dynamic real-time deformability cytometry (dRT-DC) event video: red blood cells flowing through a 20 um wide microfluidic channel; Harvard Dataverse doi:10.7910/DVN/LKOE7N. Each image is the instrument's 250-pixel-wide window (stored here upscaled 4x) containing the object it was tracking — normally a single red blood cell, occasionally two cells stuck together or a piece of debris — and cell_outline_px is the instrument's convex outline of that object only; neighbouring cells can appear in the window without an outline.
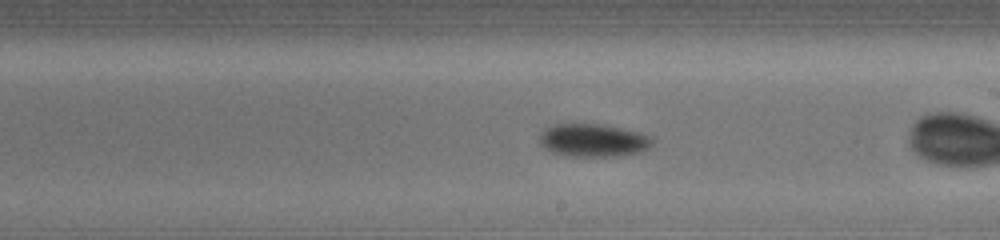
{"species": "common noctule bat (a hibernating species)", "species_latin": "Nyctalus noctula", "temperature_condition": "cold", "stored_images_in_passage": 28, "camera_frame_rate_fps": 3000, "um_per_image_px": 0.085, "animal": {"sex": "female", "body_mass_g": 19.5, "forearm_length_mm": 54.1}, "frame": {"image": 1, "passage_image": 13, "time_ms": 6.0, "image_size_px": [1000, 240], "cell_outline_px": [[652, 144], [648, 148], [640, 152], [616, 156], [564, 156], [552, 152], [544, 148], [540, 144], [540, 136], [552, 124], [596, 124], [636, 132], [648, 136], [652, 140]], "centroid_in_image_um": [50.37, 11.95], "position_along_channel_um": 238.6, "area_um2": 21.15}}
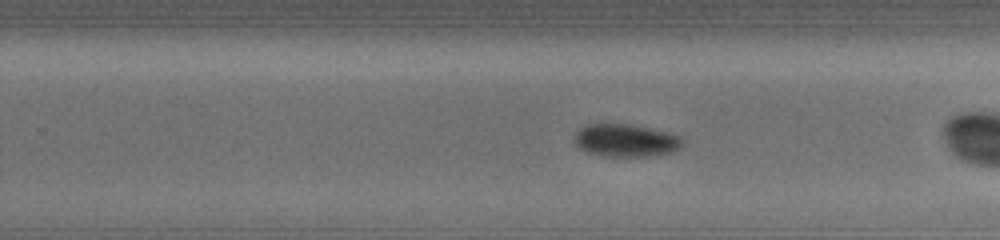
{"frame": {"image": 2, "passage_image": 16, "time_ms": 7.0, "image_size_px": [1000, 240], "cell_outline_px": [[684, 140], [680, 148], [672, 152], [644, 156], [600, 156], [588, 152], [580, 148], [572, 140], [572, 136], [580, 128], [588, 124], [632, 124], [668, 132], [680, 136]], "centroid_in_image_um": [53.16, 11.93], "position_along_channel_um": 276.6, "area_um2": 20.69}, "authors_computed_cell_mechanics": {"area_um2": 21.1548, "velocity_mm_per_s": 3.8287, "shape_relaxation_time_tau1_ms": null, "shape_relaxation_time_tau2_ms": 5.7736, "deformation_change_tau1": null, "deformation_change_tau2": 0.0791}}